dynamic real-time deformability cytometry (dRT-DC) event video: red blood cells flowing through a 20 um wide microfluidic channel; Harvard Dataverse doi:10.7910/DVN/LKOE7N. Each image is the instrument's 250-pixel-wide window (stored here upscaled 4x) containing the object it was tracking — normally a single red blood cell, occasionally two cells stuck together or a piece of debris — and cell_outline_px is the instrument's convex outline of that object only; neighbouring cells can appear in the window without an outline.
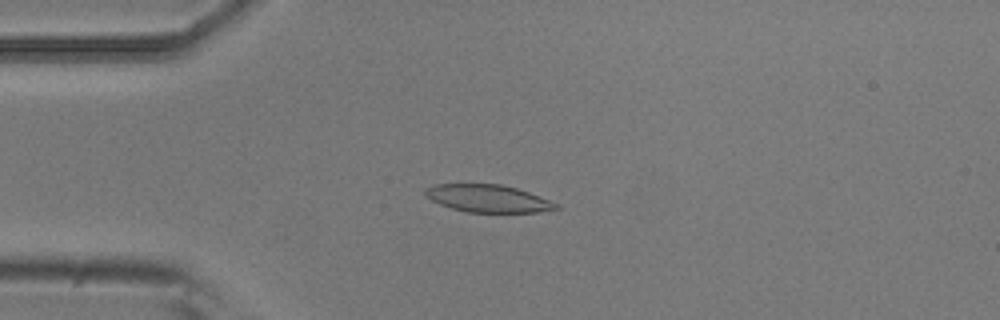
{"species": "common noctule bat (a hibernating species)", "species_latin": "Nyctalus noctula", "temperature_condition": "room temperature", "stored_images_in_passage": 6, "camera_frame_rate_fps": 3000, "um_per_image_px": 0.085, "animal": {"sex": "male", "body_mass_g": 20.5, "forearm_length_mm": 52.5}, "frame": {"image": 1, "passage_image": 4, "time_ms": 1.0, "image_size_px": [1000, 320], "cell_outline_px": [[560, 208], [540, 212], [468, 212], [452, 208], [440, 204], [424, 196], [424, 192], [428, 188], [436, 184], [500, 184], [516, 188], [528, 192], [560, 204]], "centroid_in_image_um": [41.5, 16.87], "position_along_channel_um": 43.5, "area_um2": 20.81}}
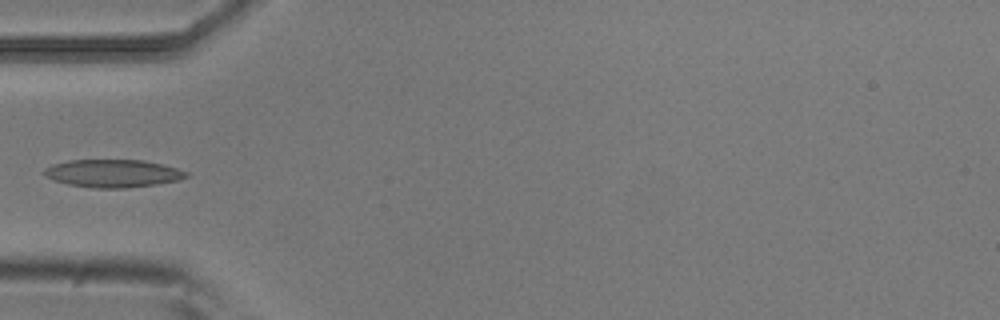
{"frame": {"image": 2, "passage_image": 5, "time_ms": 1.333, "image_size_px": [1000, 320], "cell_outline_px": [[188, 176], [180, 180], [156, 184], [128, 188], [92, 188], [68, 184], [44, 176], [44, 168], [52, 164], [68, 160], [144, 160], [176, 168], [188, 172]], "centroid_in_image_um": [9.59, 14.74], "position_along_channel_um": 75.4, "area_um2": 23.0}}
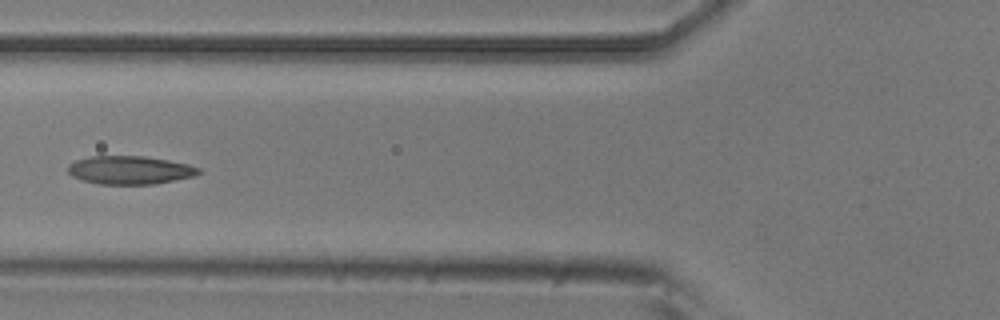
{"frame": {"image": 3, "passage_image": 6, "time_ms": 1.667, "image_size_px": [1000, 320], "cell_outline_px": [[200, 172], [196, 176], [152, 184], [100, 184], [80, 180], [72, 176], [68, 172], [68, 164], [76, 160], [92, 156], [144, 156], [168, 160], [188, 164], [200, 168]], "centroid_in_image_um": [11.02, 14.46], "position_along_channel_um": 114.8, "area_um2": 21.56}}